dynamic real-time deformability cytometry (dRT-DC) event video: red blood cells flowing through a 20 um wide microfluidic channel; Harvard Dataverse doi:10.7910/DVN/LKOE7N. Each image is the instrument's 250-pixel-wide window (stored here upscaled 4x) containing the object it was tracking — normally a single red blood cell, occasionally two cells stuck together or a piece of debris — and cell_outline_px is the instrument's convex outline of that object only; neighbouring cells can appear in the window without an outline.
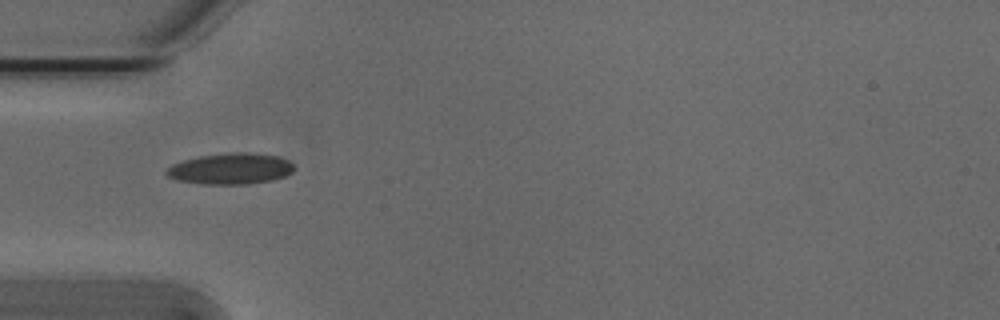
{"species": "Egyptian fruit bat (a non-hibernating species)", "species_latin": "Rousettus aegyptiacus", "temperature_condition": "cold", "stored_images_in_passage": 33, "camera_frame_rate_fps": 3000, "um_per_image_px": 0.085, "animal": {"sex": "male"}, "frame": {"image": 1, "passage_image": 1, "time_ms": 0.0, "image_size_px": [1000, 320], "cell_outline_px": [[296, 168], [292, 172], [284, 176], [272, 180], [248, 184], [204, 184], [176, 180], [168, 176], [164, 172], [172, 164], [184, 160], [200, 156], [240, 152], [248, 152], [276, 156], [288, 160]], "centroid_in_image_um": [19.6, 14.35], "position_along_channel_um": 65.4, "area_um2": 22.95}}
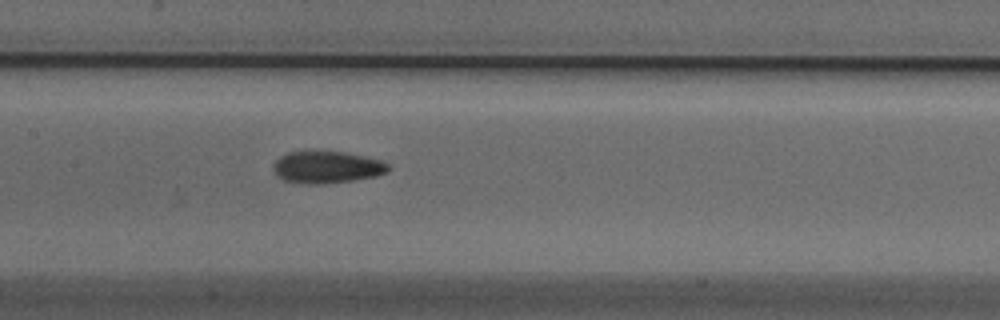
{"frame": {"image": 2, "passage_image": 10, "time_ms": 3.0, "image_size_px": [1000, 320], "cell_outline_px": [[388, 172], [376, 176], [356, 180], [324, 184], [308, 184], [284, 180], [276, 176], [272, 172], [272, 164], [280, 156], [288, 152], [344, 152], [364, 156], [380, 160], [388, 164]], "centroid_in_image_um": [27.75, 14.23], "position_along_channel_um": 179.7, "area_um2": 21.5}}
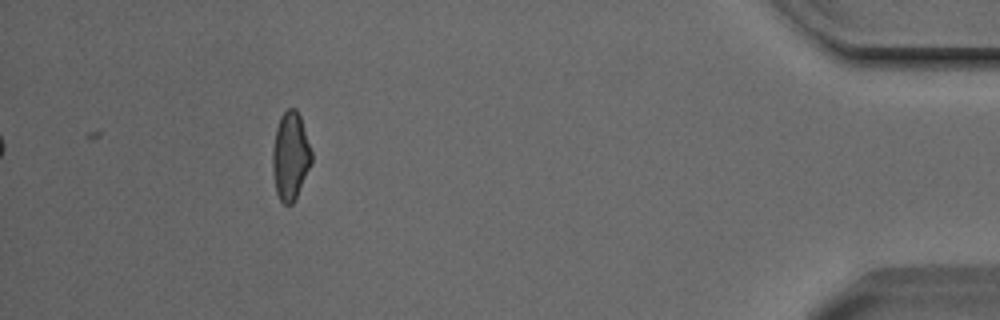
{"frame": {"image": 3, "passage_image": 33, "time_ms": 10.667, "image_size_px": [1000, 320], "cell_outline_px": [[312, 164], [292, 204], [284, 204], [280, 200], [276, 192], [272, 172], [272, 148], [276, 128], [280, 116], [288, 108], [296, 108], [300, 116], [312, 152]], "centroid_in_image_um": [24.67, 13.25], "position_along_channel_um": 410.5, "area_um2": 20.06}, "authors_computed_cell_mechanics": {"area_um2": 20.808, "velocity_mm_per_s": 3.8122, "shape_relaxation_time_tau1_ms": 9.805, "shape_relaxation_time_tau2_ms": 4.1671, "deformation_change_tau1": 0.1992, "deformation_change_tau2": 0.1022}}